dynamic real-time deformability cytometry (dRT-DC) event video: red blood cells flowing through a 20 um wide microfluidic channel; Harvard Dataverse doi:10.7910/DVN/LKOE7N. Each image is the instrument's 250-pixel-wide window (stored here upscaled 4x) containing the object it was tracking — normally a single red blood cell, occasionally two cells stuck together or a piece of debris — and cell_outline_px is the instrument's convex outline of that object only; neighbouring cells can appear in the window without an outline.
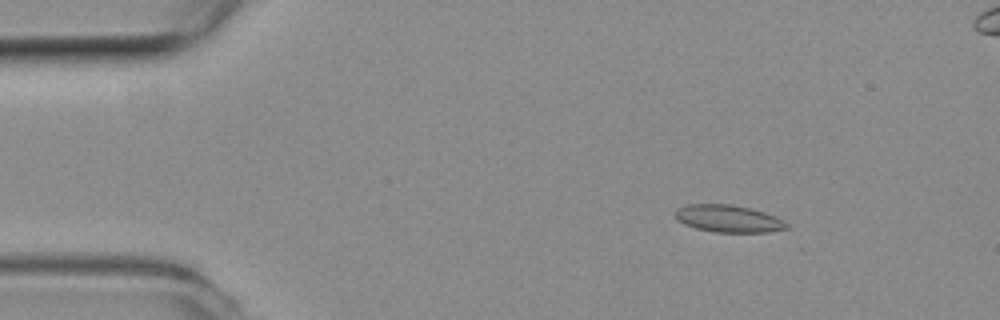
{"species": "common noctule bat (a hibernating species)", "species_latin": "Nyctalus noctula", "temperature_condition": "room temperature", "stored_images_in_passage": 15, "camera_frame_rate_fps": 3000, "um_per_image_px": 0.085, "animal": {"sex": "female", "body_mass_g": 19.3, "forearm_length_mm": 54.1}, "frame": {"image": 1, "passage_image": 8, "time_ms": 2.333, "image_size_px": [1000, 320], "cell_outline_px": [[788, 228], [768, 232], [712, 232], [696, 228], [684, 224], [676, 216], [676, 208], [688, 204], [732, 204], [764, 212], [776, 216], [784, 220], [788, 224]], "centroid_in_image_um": [61.93, 18.58], "position_along_channel_um": 23.1, "area_um2": 17.63}}